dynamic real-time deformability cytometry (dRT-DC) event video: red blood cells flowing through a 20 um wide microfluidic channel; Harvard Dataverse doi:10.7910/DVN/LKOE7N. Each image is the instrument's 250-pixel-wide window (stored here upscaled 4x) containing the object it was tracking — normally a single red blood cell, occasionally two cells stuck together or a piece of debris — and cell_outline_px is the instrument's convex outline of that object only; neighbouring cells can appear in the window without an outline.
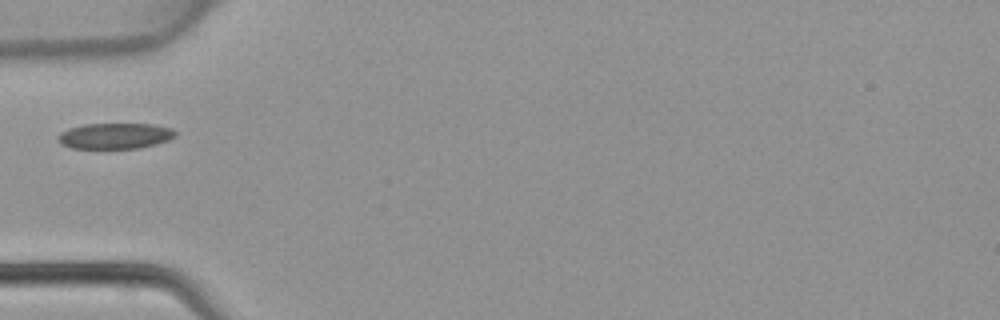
{"species": "common noctule bat (a hibernating species)", "species_latin": "Nyctalus noctula", "temperature_condition": "warm", "stored_images_in_passage": 32, "camera_frame_rate_fps": 3000, "um_per_image_px": 0.085, "animal": {"sex": "female", "body_mass_g": 22.7, "forearm_length_mm": 54.2}, "frame": {"image": 1, "passage_image": 1, "time_ms": 0.0, "image_size_px": [1000, 320], "cell_outline_px": [[176, 136], [168, 140], [156, 144], [136, 148], [72, 148], [60, 144], [56, 140], [56, 136], [60, 132], [68, 128], [84, 124], [152, 124], [172, 128], [176, 132]], "centroid_in_image_um": [9.73, 11.55], "position_along_channel_um": 75.3, "area_um2": 17.74}}
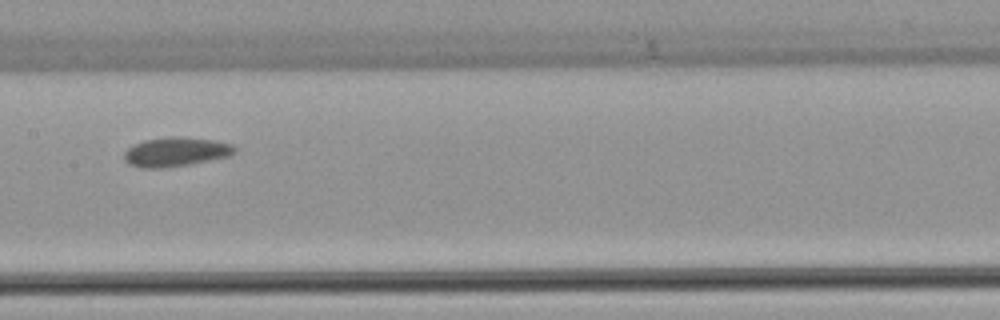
{"frame": {"image": 2, "passage_image": 9, "time_ms": 2.667, "image_size_px": [1000, 320], "cell_outline_px": [[236, 152], [228, 156], [188, 164], [164, 168], [144, 168], [128, 164], [124, 160], [124, 152], [128, 148], [144, 140], [168, 136], [180, 136], [212, 140], [232, 144], [236, 148]], "centroid_in_image_um": [14.92, 12.9], "position_along_channel_um": 192.5, "area_um2": 18.73}}
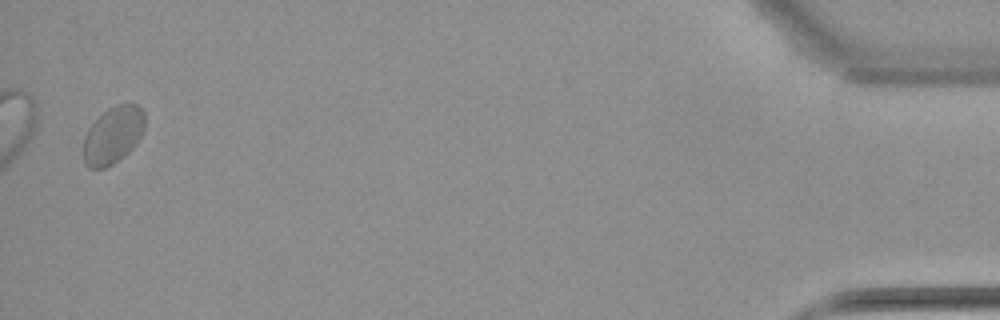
{"frame": {"image": 3, "passage_image": 31, "time_ms": 10.0, "image_size_px": [1000, 320], "cell_outline_px": [[144, 128], [136, 144], [124, 156], [112, 164], [104, 168], [88, 168], [84, 164], [84, 136], [88, 128], [108, 108], [116, 104], [136, 104], [144, 112]], "centroid_in_image_um": [9.6, 11.49], "position_along_channel_um": 425.6, "area_um2": 20.29}}